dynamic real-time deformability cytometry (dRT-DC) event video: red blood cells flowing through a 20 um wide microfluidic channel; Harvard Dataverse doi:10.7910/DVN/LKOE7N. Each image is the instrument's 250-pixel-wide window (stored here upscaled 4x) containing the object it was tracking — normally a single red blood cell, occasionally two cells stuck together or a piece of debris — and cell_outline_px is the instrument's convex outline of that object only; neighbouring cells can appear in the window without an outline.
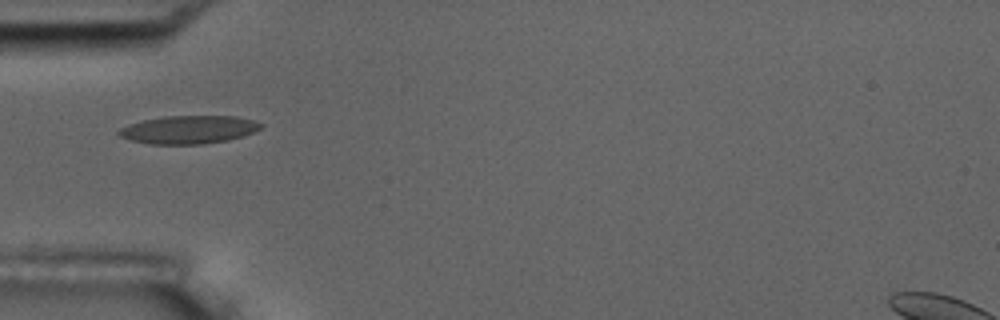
{"species": "common noctule bat (a hibernating species)", "species_latin": "Nyctalus noctula", "temperature_condition": "room temperature", "stored_images_in_passage": 15, "camera_frame_rate_fps": 3000, "um_per_image_px": 0.085, "animal": {"sex": "male", "body_mass_g": 17.5, "forearm_length_mm": 52.3}, "frame": {"image": 1, "passage_image": 5, "time_ms": 5.667, "image_size_px": [1000, 320], "cell_outline_px": [[264, 124], [260, 128], [244, 136], [228, 140], [204, 144], [148, 144], [132, 140], [120, 136], [116, 132], [120, 128], [128, 124], [144, 120], [164, 116], [236, 116], [252, 120]], "centroid_in_image_um": [16.03, 11.02], "position_along_channel_um": 69.0, "area_um2": 23.24}}
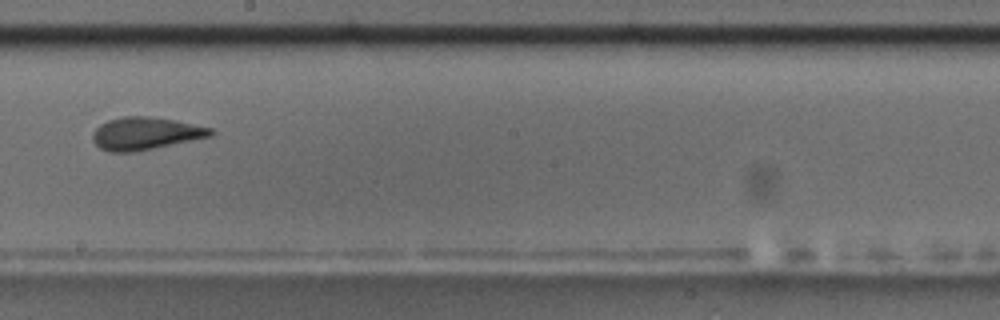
{"frame": {"image": 2, "passage_image": 9, "time_ms": 10.333, "image_size_px": [1000, 320], "cell_outline_px": [[216, 132], [212, 136], [136, 152], [108, 152], [100, 148], [92, 140], [92, 132], [100, 124], [108, 120], [124, 116], [148, 116], [176, 120], [212, 128]], "centroid_in_image_um": [12.36, 11.35], "position_along_channel_um": 235.8, "area_um2": 22.6}, "authors_computed_cell_mechanics": {"area_um2": 22.3108, "velocity_mm_per_s": 3.5805, "shape_relaxation_time_tau1_ms": 11.1375, "shape_relaxation_time_tau2_ms": 1.4041, "deformation_change_tau1": 0.2321, "deformation_change_tau2": 0.0651}}